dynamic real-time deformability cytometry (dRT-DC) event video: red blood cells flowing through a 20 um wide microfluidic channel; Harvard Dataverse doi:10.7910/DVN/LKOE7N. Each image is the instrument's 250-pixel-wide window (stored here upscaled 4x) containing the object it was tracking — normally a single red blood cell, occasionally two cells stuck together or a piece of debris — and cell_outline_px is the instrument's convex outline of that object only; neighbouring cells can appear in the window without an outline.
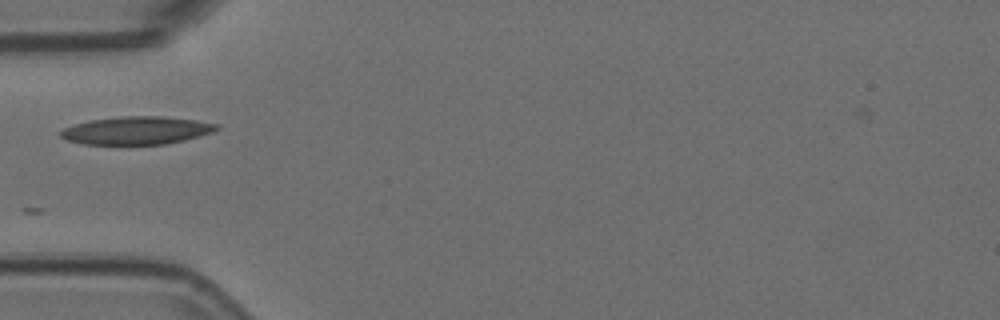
{"species": "Egyptian fruit bat (a non-hibernating species)", "species_latin": "Rousettus aegyptiacus", "temperature_condition": "room temperature", "stored_images_in_passage": 1, "camera_frame_rate_fps": 3000, "um_per_image_px": 0.085, "animal": {"sex": "female"}, "frame": {"image": 1, "passage_image": 1, "time_ms": 0.0, "image_size_px": [1000, 320], "cell_outline_px": [[220, 128], [212, 132], [200, 136], [184, 140], [164, 144], [84, 144], [68, 140], [60, 136], [60, 132], [64, 128], [88, 120], [120, 116], [160, 116], [196, 120], [220, 124]], "centroid_in_image_um": [11.64, 11.08], "position_along_channel_um": 73.4, "area_um2": 25.32}}